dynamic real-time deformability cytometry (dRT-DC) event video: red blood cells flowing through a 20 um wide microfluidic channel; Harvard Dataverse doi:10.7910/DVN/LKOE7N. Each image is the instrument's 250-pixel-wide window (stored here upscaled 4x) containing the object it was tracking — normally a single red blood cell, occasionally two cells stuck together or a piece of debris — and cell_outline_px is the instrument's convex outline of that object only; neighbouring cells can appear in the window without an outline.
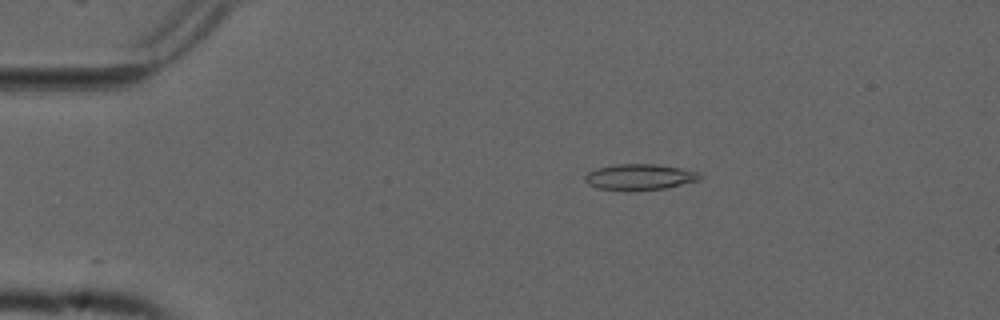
{"species": "common noctule bat (a hibernating species)", "species_latin": "Nyctalus noctula", "temperature_condition": "cold", "stored_images_in_passage": 55, "camera_frame_rate_fps": 3000, "um_per_image_px": 0.085, "animal": {"sex": "male", "forearm_length_mm": 52.5}, "frame": {"image": 1, "passage_image": 11, "time_ms": 3.333, "image_size_px": [1000, 320], "cell_outline_px": [[704, 176], [700, 180], [664, 188], [596, 188], [588, 184], [584, 180], [584, 176], [588, 172], [596, 168], [616, 164], [656, 164], [680, 168], [700, 172]], "centroid_in_image_um": [54.4, 15.0], "position_along_channel_um": 30.6, "area_um2": 16.76}}
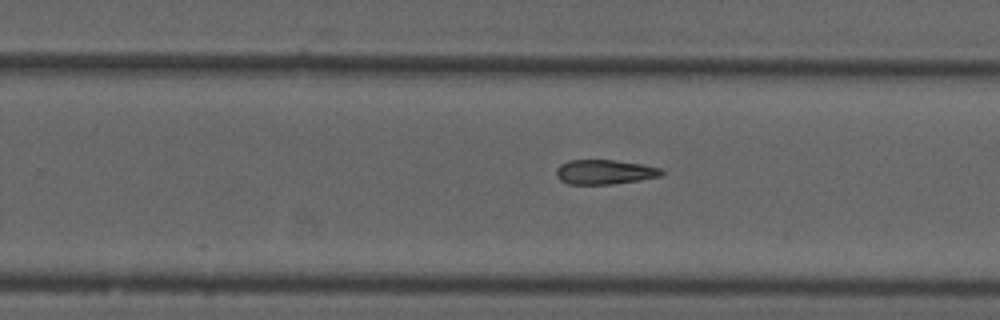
{"frame": {"image": 2, "passage_image": 35, "time_ms": 11.333, "image_size_px": [1000, 320], "cell_outline_px": [[664, 172], [660, 176], [640, 180], [612, 184], [568, 184], [560, 180], [556, 176], [556, 168], [560, 164], [568, 160], [616, 160], [640, 164], [660, 168]], "centroid_in_image_um": [51.35, 14.62], "position_along_channel_um": 278.4, "area_um2": 15.09}}
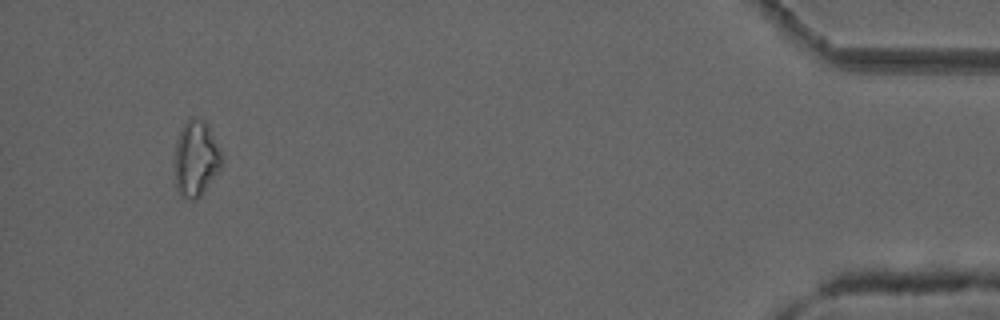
{"frame": {"image": 3, "passage_image": 52, "time_ms": 17.0, "image_size_px": [1000, 320], "cell_outline_px": [[224, 160], [220, 168], [200, 196], [196, 200], [192, 200], [180, 196], [176, 188], [172, 160], [176, 140], [180, 128], [188, 120], [204, 120], [208, 124]], "centroid_in_image_um": [16.6, 13.51], "position_along_channel_um": 418.6, "area_um2": 21.1}}